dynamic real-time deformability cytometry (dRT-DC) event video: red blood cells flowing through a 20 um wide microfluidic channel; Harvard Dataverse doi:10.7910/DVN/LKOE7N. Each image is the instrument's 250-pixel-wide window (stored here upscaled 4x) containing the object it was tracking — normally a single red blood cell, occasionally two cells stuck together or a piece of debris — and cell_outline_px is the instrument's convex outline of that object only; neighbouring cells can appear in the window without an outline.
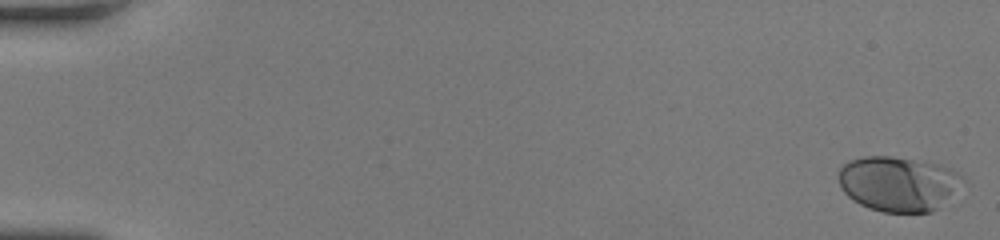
{"species": "human", "species_latin": "Homo sapiens", "temperature_condition": "room temperature", "stored_images_in_passage": 53, "camera_frame_rate_fps": 3000, "um_per_image_px": 0.085, "donor": {"sex": "female"}, "frame": {"image": 1, "passage_image": 1, "time_ms": 0.0, "image_size_px": [1000, 240], "cell_outline_px": [[960, 176], [936, 208], [932, 212], [884, 212], [868, 208], [852, 200], [840, 188], [840, 168], [848, 160], [864, 156], [892, 156], [940, 164], [956, 172]], "centroid_in_image_um": [76.18, 15.59], "position_along_channel_um": 8.8, "area_um2": 38.32}}
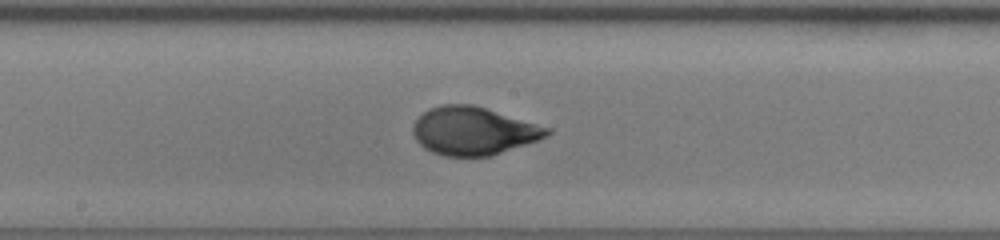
{"frame": {"image": 2, "passage_image": 30, "time_ms": 9.667, "image_size_px": [1000, 240], "cell_outline_px": [[552, 132], [548, 136], [492, 156], [444, 156], [432, 152], [424, 148], [416, 140], [412, 132], [412, 128], [416, 120], [428, 108], [444, 104], [472, 104], [552, 128]], "centroid_in_image_um": [40.24, 11.13], "position_along_channel_um": 208.0, "area_um2": 37.51}}
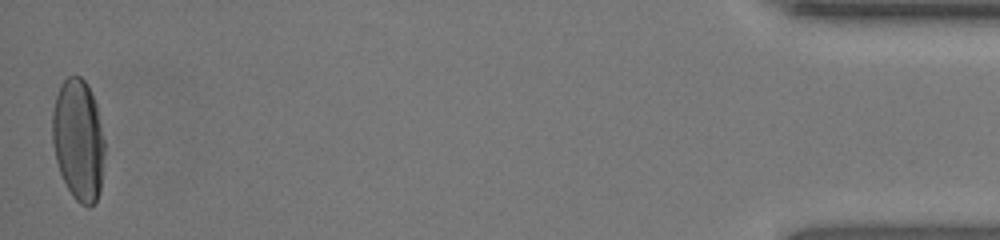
{"frame": {"image": 3, "passage_image": 53, "time_ms": 17.333, "image_size_px": [1000, 240], "cell_outline_px": [[104, 152], [100, 192], [96, 200], [88, 208], [80, 204], [72, 196], [60, 172], [56, 160], [52, 144], [52, 112], [56, 96], [60, 84], [68, 76], [80, 76], [88, 84], [96, 104], [104, 140]], "centroid_in_image_um": [6.65, 11.88], "position_along_channel_um": 428.5, "area_um2": 37.11}, "authors_computed_cell_mechanics": {"area_um2": 36.8764, "velocity_mm_per_s": 3.9589, "shape_relaxation_time_tau1_ms": 5.733, "shape_relaxation_time_tau2_ms": null, "deformation_change_tau1": 0.2284, "deformation_change_tau2": null}}